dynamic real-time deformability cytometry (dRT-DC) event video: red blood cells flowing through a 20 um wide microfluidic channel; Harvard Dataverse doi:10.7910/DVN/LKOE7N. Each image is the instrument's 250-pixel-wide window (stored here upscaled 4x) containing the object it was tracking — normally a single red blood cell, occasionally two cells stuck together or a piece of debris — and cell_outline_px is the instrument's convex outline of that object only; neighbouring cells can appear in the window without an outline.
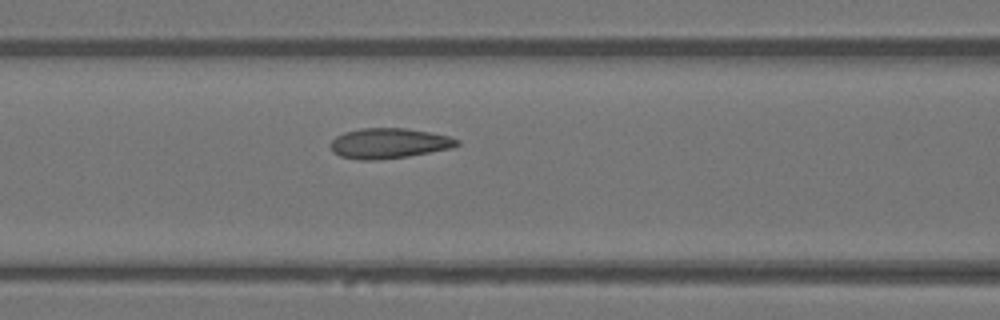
{"species": "Egyptian fruit bat (a non-hibernating species)", "species_latin": "Rousettus aegyptiacus", "temperature_condition": "warm", "stored_images_in_passage": 16, "camera_frame_rate_fps": 3000, "um_per_image_px": 0.085, "animal": {"sex": "female"}, "frame": {"image": 1, "passage_image": 12, "time_ms": 3.667, "image_size_px": [1000, 320], "cell_outline_px": [[460, 144], [452, 148], [408, 156], [376, 160], [360, 160], [340, 156], [332, 152], [328, 144], [336, 136], [344, 132], [360, 128], [404, 128], [428, 132], [448, 136], [460, 140]], "centroid_in_image_um": [33.02, 12.18], "position_along_channel_um": 133.6, "area_um2": 22.37}}